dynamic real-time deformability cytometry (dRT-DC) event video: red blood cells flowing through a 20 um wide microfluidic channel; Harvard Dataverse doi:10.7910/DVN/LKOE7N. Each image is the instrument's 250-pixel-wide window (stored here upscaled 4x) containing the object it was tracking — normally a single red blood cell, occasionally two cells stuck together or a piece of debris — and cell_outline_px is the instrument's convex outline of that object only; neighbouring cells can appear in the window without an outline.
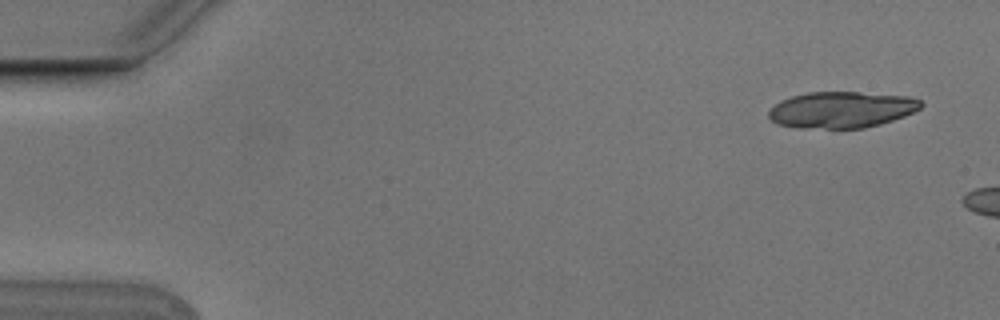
{"species": "Egyptian fruit bat (a non-hibernating species)", "species_latin": "Rousettus aegyptiacus", "temperature_condition": "cold", "stored_images_in_passage": 2, "camera_frame_rate_fps": 3000, "um_per_image_px": 0.085, "animal": {"sex": "male"}, "frame": {"image": 1, "passage_image": 1, "time_ms": 0.0, "image_size_px": [1000, 320], "cell_outline_px": [[924, 104], [920, 108], [904, 116], [880, 124], [864, 128], [796, 128], [780, 124], [772, 120], [768, 116], [768, 112], [780, 100], [792, 96], [808, 92], [860, 92], [908, 96], [920, 100]], "centroid_in_image_um": [71.53, 9.32], "position_along_channel_um": 13.5, "area_um2": 32.14}}